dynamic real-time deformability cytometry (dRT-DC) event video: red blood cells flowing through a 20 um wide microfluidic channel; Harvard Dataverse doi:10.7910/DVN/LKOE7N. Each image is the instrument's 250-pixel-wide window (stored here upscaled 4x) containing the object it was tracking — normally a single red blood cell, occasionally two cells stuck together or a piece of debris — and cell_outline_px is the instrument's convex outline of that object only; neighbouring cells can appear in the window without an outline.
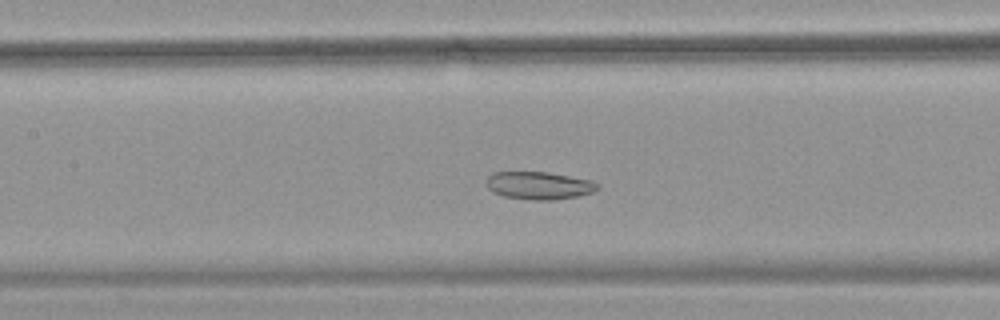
{"species": "common noctule bat (a hibernating species)", "species_latin": "Nyctalus noctula", "temperature_condition": "warm", "stored_images_in_passage": 51, "camera_frame_rate_fps": 3000, "um_per_image_px": 0.085, "animal": {"sex": "female", "body_mass_g": 18.4}, "frame": {"image": 1, "passage_image": 22, "time_ms": 7.0, "image_size_px": [1000, 320], "cell_outline_px": [[600, 188], [592, 192], [576, 196], [552, 200], [528, 200], [504, 196], [492, 192], [484, 184], [488, 176], [492, 172], [548, 172], [592, 180], [600, 184]], "centroid_in_image_um": [45.79, 15.76], "position_along_channel_um": 161.6, "area_um2": 18.15}}
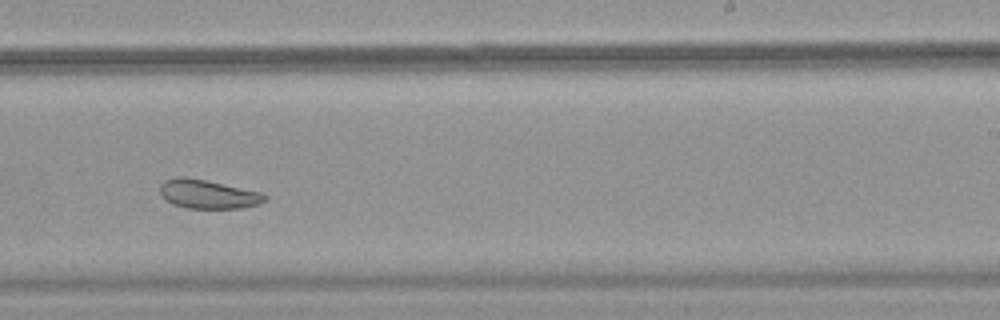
{"frame": {"image": 2, "passage_image": 31, "time_ms": 10.0, "image_size_px": [1000, 320], "cell_outline_px": [[268, 196], [260, 204], [244, 208], [184, 208], [172, 204], [160, 192], [160, 184], [164, 180], [176, 176], [184, 176], [204, 180], [260, 192]], "centroid_in_image_um": [17.66, 16.5], "position_along_channel_um": 271.3, "area_um2": 17.51}}
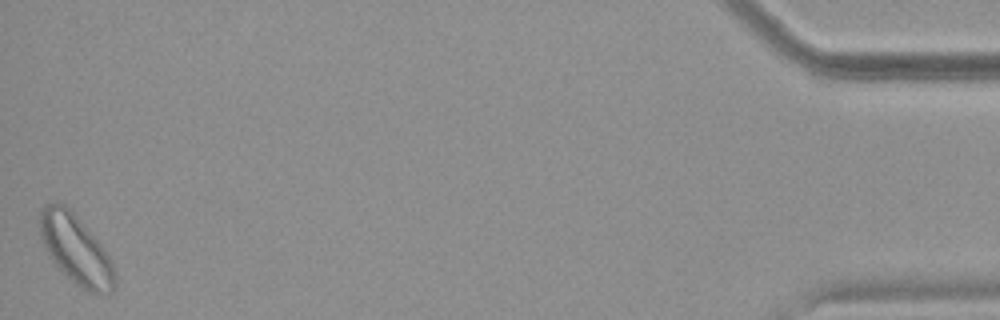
{"frame": {"image": 3, "passage_image": 51, "time_ms": 16.667, "image_size_px": [1000, 320], "cell_outline_px": [[116, 284], [108, 292], [96, 296], [88, 292], [76, 284], [52, 260], [40, 236], [40, 208], [44, 204], [64, 204], [72, 212], [100, 244], [108, 256], [112, 264], [116, 276]], "centroid_in_image_um": [6.45, 21.24], "position_along_channel_um": 428.8, "area_um2": 29.42}, "authors_computed_cell_mechanics": {"area_um2": 22.831, "velocity_mm_per_s": 3.6797, "shape_relaxation_time_tau1_ms": null, "shape_relaxation_time_tau2_ms": 2.2409, "deformation_change_tau1": null, "deformation_change_tau2": 0.0784}}